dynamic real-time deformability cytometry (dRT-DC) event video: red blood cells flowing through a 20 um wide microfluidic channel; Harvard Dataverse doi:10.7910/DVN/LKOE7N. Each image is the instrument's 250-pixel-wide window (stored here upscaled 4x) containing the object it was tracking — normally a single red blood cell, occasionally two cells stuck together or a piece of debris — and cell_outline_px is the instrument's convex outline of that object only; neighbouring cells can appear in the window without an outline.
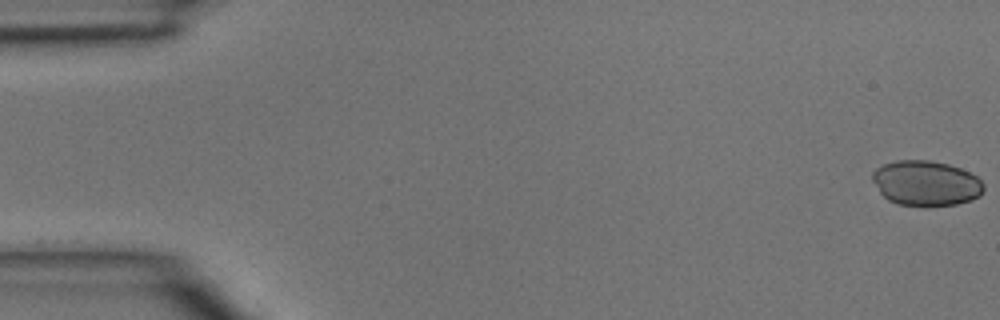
{"species": "common noctule bat (a hibernating species)", "species_latin": "Nyctalus noctula", "temperature_condition": "room temperature", "stored_images_in_passage": 46, "camera_frame_rate_fps": 3000, "um_per_image_px": 0.085, "animal": {"sex": "male", "body_mass_g": 15.6}, "frame": {"image": 1, "passage_image": 1, "time_ms": 0.0, "image_size_px": [1000, 320], "cell_outline_px": [[984, 188], [980, 196], [972, 200], [956, 204], [924, 208], [896, 204], [888, 200], [880, 192], [872, 180], [872, 172], [876, 168], [884, 164], [896, 160], [928, 160], [948, 164], [960, 168], [976, 176], [984, 184]], "centroid_in_image_um": [78.7, 15.6], "position_along_channel_um": 6.3, "area_um2": 29.77}}
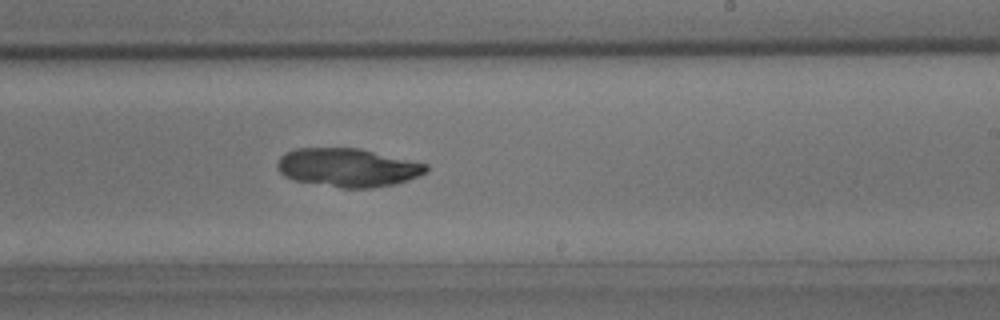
{"frame": {"image": 2, "passage_image": 28, "time_ms": 9.0, "image_size_px": [1000, 320], "cell_outline_px": [[428, 172], [408, 180], [396, 184], [372, 188], [340, 188], [292, 180], [284, 176], [280, 172], [276, 164], [280, 156], [284, 152], [296, 148], [360, 148], [428, 164]], "centroid_in_image_um": [29.55, 14.24], "position_along_channel_um": 259.4, "area_um2": 33.76}}
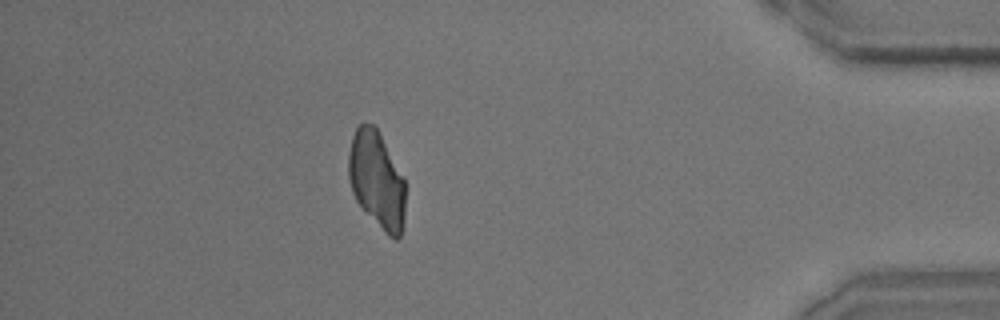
{"frame": {"image": 3, "passage_image": 41, "time_ms": 13.333, "image_size_px": [1000, 320], "cell_outline_px": [[404, 220], [400, 236], [396, 240], [388, 236], [384, 232], [356, 200], [352, 192], [348, 176], [348, 152], [352, 136], [356, 128], [360, 124], [372, 124], [380, 132], [404, 180]], "centroid_in_image_um": [32.0, 15.27], "position_along_channel_um": 403.2, "area_um2": 31.85}}